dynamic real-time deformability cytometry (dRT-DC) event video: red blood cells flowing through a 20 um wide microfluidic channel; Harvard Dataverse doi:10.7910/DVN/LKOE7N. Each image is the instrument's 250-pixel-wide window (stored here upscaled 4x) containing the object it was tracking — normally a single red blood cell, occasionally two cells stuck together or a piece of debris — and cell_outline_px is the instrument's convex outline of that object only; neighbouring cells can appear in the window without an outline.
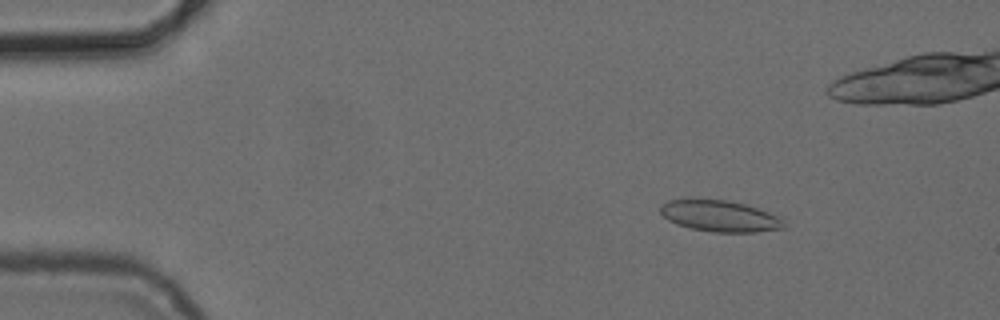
{"species": "common noctule bat (a hibernating species)", "species_latin": "Nyctalus noctula", "temperature_condition": "cold", "stored_images_in_passage": 6, "camera_frame_rate_fps": 3000, "um_per_image_px": 0.085, "animal": {"sex": "female", "body_mass_g": 24.6, "forearm_length_mm": 56.2}, "frame": {"image": 1, "passage_image": 3, "time_ms": 2.333, "image_size_px": [1000, 320], "cell_outline_px": [[784, 228], [756, 232], [712, 232], [692, 228], [676, 224], [668, 220], [660, 212], [660, 204], [668, 200], [728, 200], [744, 204], [768, 212], [784, 220]], "centroid_in_image_um": [61.17, 18.37], "position_along_channel_um": 23.8, "area_um2": 22.2}}